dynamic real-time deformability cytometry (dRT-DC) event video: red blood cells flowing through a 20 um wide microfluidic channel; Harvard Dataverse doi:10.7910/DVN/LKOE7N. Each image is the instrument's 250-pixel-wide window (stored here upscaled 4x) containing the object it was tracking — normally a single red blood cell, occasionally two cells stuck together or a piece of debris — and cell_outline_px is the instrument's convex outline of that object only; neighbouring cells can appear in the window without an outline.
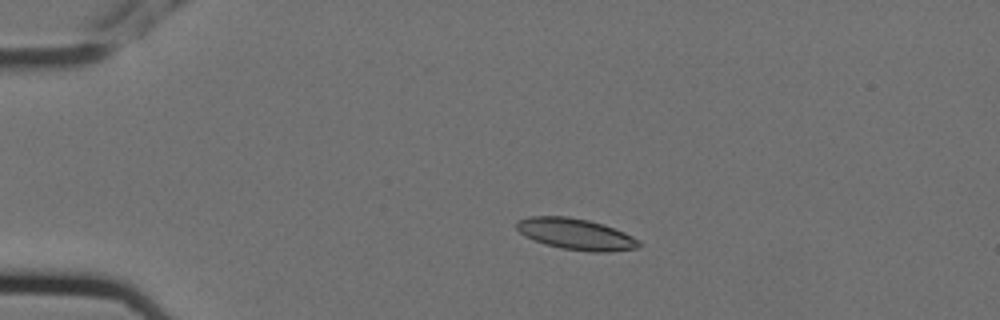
{"species": "Egyptian fruit bat (a non-hibernating species)", "species_latin": "Rousettus aegyptiacus", "temperature_condition": "cold", "stored_images_in_passage": 5, "camera_frame_rate_fps": 3000, "um_per_image_px": 0.085, "animal": {"sex": "female"}, "frame": {"image": 1, "passage_image": 3, "time_ms": 0.667, "image_size_px": [1000, 320], "cell_outline_px": [[640, 248], [608, 252], [592, 252], [560, 248], [544, 244], [524, 236], [516, 228], [516, 220], [528, 216], [568, 216], [588, 220], [604, 224], [624, 232], [640, 240]], "centroid_in_image_um": [48.94, 19.9], "position_along_channel_um": 36.1, "area_um2": 22.54}}
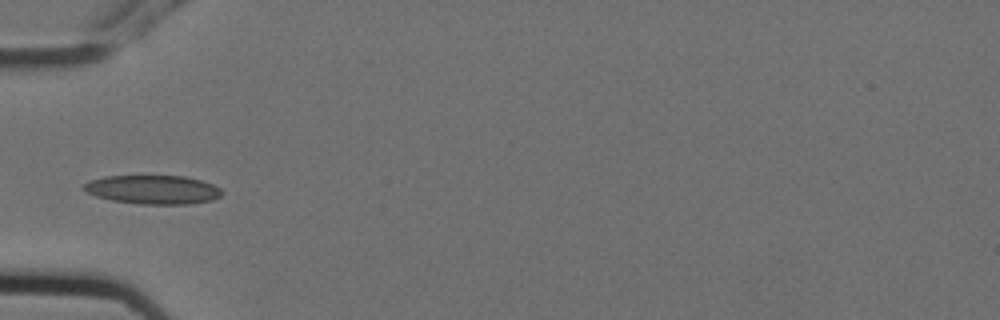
{"frame": {"image": 2, "passage_image": 5, "time_ms": 1.333, "image_size_px": [1000, 320], "cell_outline_px": [[224, 192], [220, 196], [212, 200], [188, 204], [140, 204], [112, 200], [96, 196], [80, 188], [88, 180], [104, 176], [184, 176], [200, 180], [212, 184], [220, 188]], "centroid_in_image_um": [12.98, 16.11], "position_along_channel_um": 72.0, "area_um2": 23.24}}